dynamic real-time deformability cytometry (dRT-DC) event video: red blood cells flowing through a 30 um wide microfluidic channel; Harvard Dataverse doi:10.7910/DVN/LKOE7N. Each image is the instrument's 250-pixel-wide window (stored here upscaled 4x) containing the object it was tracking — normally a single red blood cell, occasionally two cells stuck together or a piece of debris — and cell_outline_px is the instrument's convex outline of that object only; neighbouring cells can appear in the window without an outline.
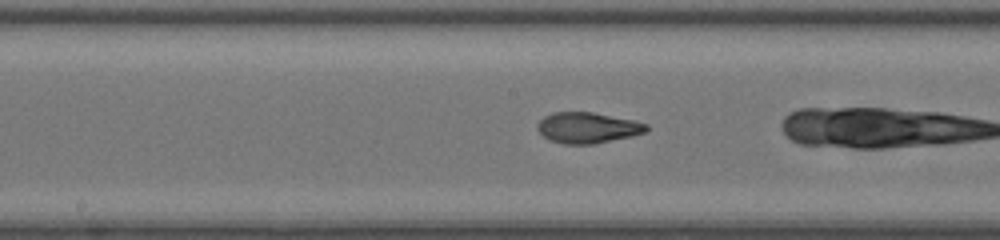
{"species": "common noctule bat (a hibernating species)", "species_latin": "Nyctalus noctula", "temperature_condition": "room temperature", "stored_images_in_passage": 31, "camera_frame_rate_fps": 3000, "um_per_image_px": 0.085, "animal": {"sex": "female", "body_mass_g": 20.0, "forearm_length_mm": 54.0}, "frame": {"image": 1, "passage_image": 27, "time_ms": 8.667, "image_size_px": [1000, 240], "cell_outline_px": [[648, 128], [644, 132], [632, 136], [592, 144], [564, 144], [548, 140], [536, 128], [536, 124], [544, 116], [552, 112], [592, 112], [632, 120], [648, 124]], "centroid_in_image_um": [49.9, 10.85], "position_along_channel_um": 198.3, "area_um2": 19.48}}